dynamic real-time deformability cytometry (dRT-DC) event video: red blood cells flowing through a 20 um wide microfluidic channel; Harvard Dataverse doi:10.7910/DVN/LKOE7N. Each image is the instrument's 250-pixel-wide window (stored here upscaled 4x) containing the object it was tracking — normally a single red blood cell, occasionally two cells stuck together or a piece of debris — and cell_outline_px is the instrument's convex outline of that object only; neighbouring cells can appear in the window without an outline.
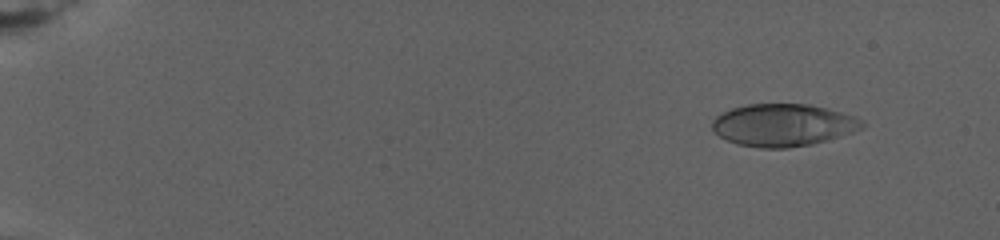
{"species": "human", "species_latin": "Homo sapiens", "temperature_condition": "warm", "stored_images_in_passage": 28, "camera_frame_rate_fps": 3000, "um_per_image_px": 0.085, "donor": {"sex": "female"}, "frame": {"image": 1, "passage_image": 8, "time_ms": 2.667, "image_size_px": [1000, 240], "cell_outline_px": [[864, 124], [860, 128], [852, 132], [812, 144], [788, 148], [760, 148], [736, 144], [720, 136], [712, 128], [712, 120], [716, 116], [732, 108], [748, 104], [808, 104], [840, 112], [864, 120]], "centroid_in_image_um": [66.53, 10.63], "position_along_channel_um": 18.5, "area_um2": 36.65}}
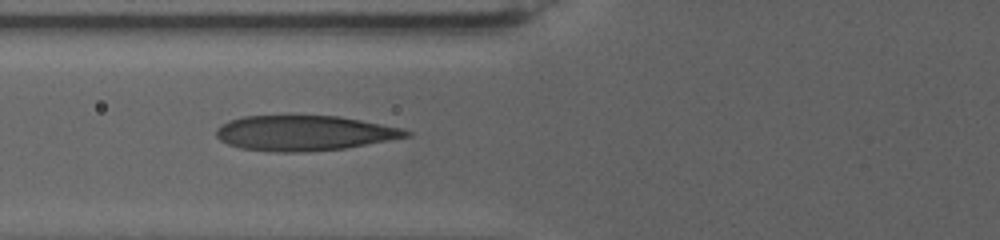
{"frame": {"image": 2, "passage_image": 23, "time_ms": 11.333, "image_size_px": [1000, 240], "cell_outline_px": [[412, 136], [344, 148], [304, 152], [272, 152], [240, 148], [228, 144], [220, 140], [216, 136], [216, 128], [220, 124], [228, 120], [244, 116], [340, 116], [400, 128], [412, 132]], "centroid_in_image_um": [25.81, 11.31], "position_along_channel_um": 100.0, "area_um2": 38.84}}
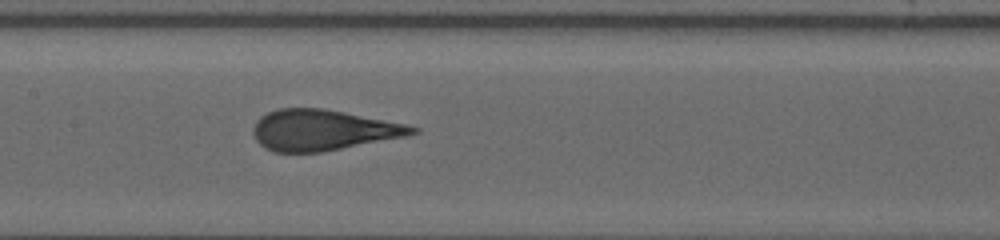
{"frame": {"image": 3, "passage_image": 28, "time_ms": 14.333, "image_size_px": [1000, 240], "cell_outline_px": [[420, 132], [408, 136], [320, 152], [272, 152], [264, 148], [256, 140], [252, 132], [252, 128], [256, 120], [260, 116], [268, 112], [280, 108], [324, 108], [408, 124], [420, 128]], "centroid_in_image_um": [27.45, 11.05], "position_along_channel_um": 179.9, "area_um2": 38.03}}